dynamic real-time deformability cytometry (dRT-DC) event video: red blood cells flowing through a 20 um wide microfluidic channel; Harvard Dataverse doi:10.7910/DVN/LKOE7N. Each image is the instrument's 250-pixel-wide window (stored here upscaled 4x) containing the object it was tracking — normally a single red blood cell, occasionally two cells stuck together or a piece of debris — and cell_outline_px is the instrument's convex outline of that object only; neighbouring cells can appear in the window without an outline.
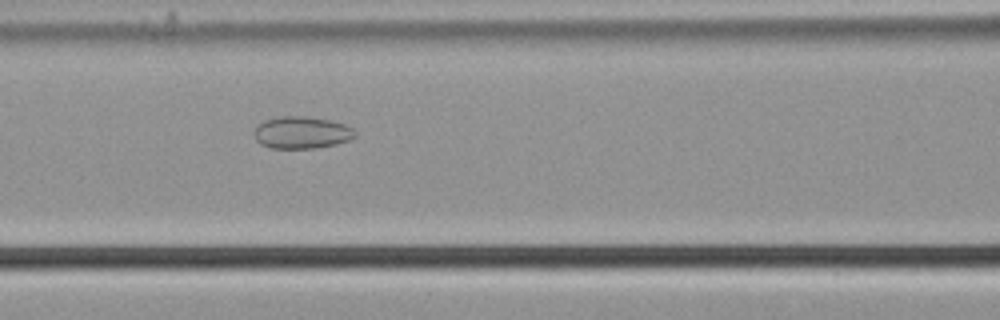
{"species": "common noctule bat (a hibernating species)", "species_latin": "Nyctalus noctula", "temperature_condition": "cold", "stored_images_in_passage": 50, "camera_frame_rate_fps": 3000, "um_per_image_px": 0.085, "animal": {"sex": "male", "body_mass_g": 21.5, "forearm_length_mm": 52.0}, "frame": {"image": 1, "passage_image": 24, "time_ms": 7.667, "image_size_px": [1000, 320], "cell_outline_px": [[356, 136], [348, 140], [336, 144], [316, 148], [272, 148], [260, 144], [256, 140], [252, 132], [256, 124], [264, 120], [280, 116], [304, 116], [332, 120], [344, 124], [352, 128], [356, 132]], "centroid_in_image_um": [25.6, 11.26], "position_along_channel_um": 141.0, "area_um2": 19.13}}
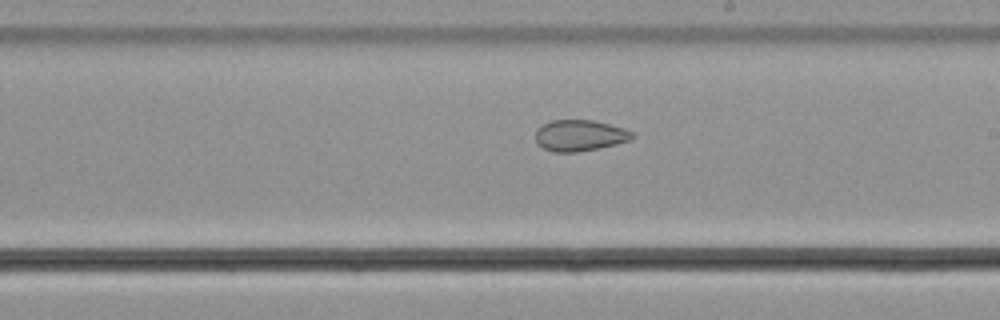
{"frame": {"image": 2, "passage_image": 32, "time_ms": 10.333, "image_size_px": [1000, 320], "cell_outline_px": [[636, 136], [632, 140], [600, 148], [576, 152], [552, 152], [536, 144], [536, 128], [552, 120], [596, 120], [624, 128], [632, 132]], "centroid_in_image_um": [49.3, 11.51], "position_along_channel_um": 239.7, "area_um2": 17.8}}
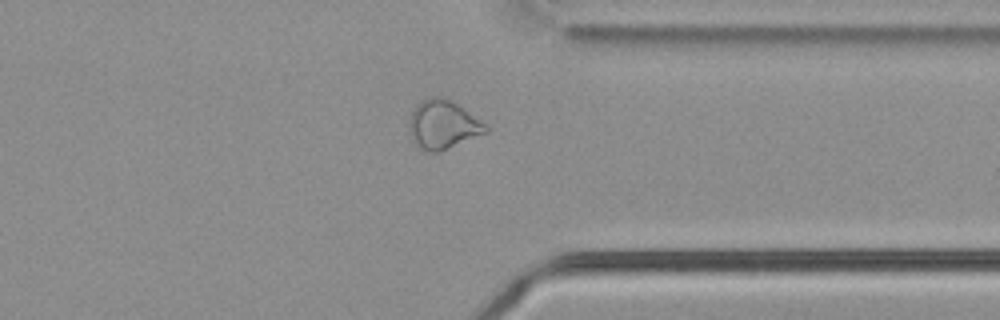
{"frame": {"image": 3, "passage_image": 43, "time_ms": 14.0, "image_size_px": [1000, 320], "cell_outline_px": [[488, 132], [436, 152], [428, 152], [420, 148], [416, 144], [412, 136], [408, 124], [408, 120], [416, 104], [420, 100], [432, 96], [444, 96], [452, 100], [464, 108], [484, 124], [488, 128]], "centroid_in_image_um": [37.62, 10.55], "position_along_channel_um": 373.8, "area_um2": 21.5}}